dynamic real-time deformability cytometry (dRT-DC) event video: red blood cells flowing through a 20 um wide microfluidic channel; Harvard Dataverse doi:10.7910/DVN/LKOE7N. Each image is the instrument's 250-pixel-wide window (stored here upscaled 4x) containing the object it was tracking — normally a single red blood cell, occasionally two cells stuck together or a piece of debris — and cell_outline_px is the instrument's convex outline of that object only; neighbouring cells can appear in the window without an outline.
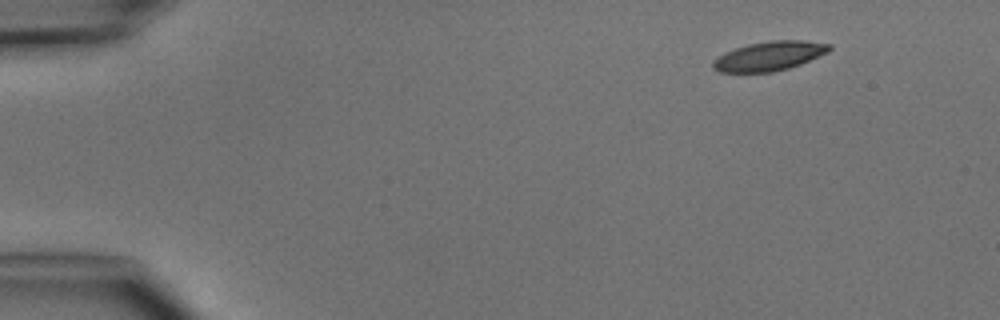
{"species": "common noctule bat (a hibernating species)", "species_latin": "Nyctalus noctula", "temperature_condition": "cold", "stored_images_in_passage": 4, "camera_frame_rate_fps": 3000, "um_per_image_px": 0.085, "animal": {"sex": "male", "body_mass_g": 15.6}, "frame": {"image": 1, "passage_image": 1, "time_ms": 0.0, "image_size_px": [1000, 320], "cell_outline_px": [[832, 48], [828, 52], [800, 64], [788, 68], [772, 72], [720, 72], [712, 68], [712, 60], [724, 52], [748, 44], [772, 40], [804, 40], [832, 44]], "centroid_in_image_um": [65.38, 4.76], "position_along_channel_um": 19.6, "area_um2": 19.88}}